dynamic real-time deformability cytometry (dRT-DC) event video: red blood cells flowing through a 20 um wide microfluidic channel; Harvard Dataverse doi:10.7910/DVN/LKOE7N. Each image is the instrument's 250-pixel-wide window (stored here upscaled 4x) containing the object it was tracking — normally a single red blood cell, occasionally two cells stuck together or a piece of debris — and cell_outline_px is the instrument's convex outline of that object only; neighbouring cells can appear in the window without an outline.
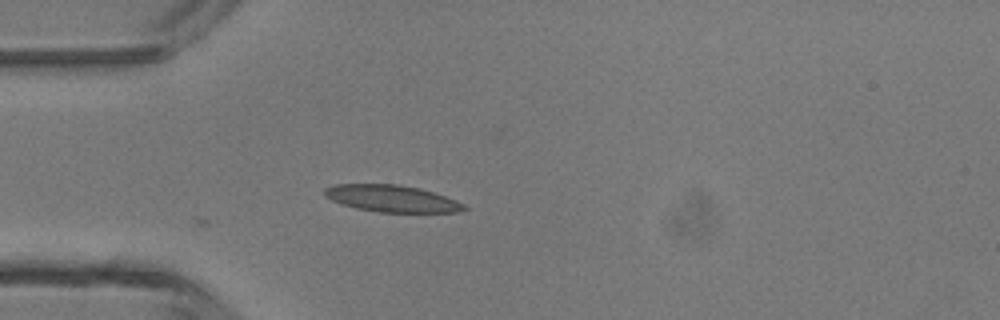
{"species": "common noctule bat (a hibernating species)", "species_latin": "Nyctalus noctula", "temperature_condition": "room temperature", "stored_images_in_passage": 5, "camera_frame_rate_fps": 3000, "um_per_image_px": 0.085, "animal": {"sex": "male", "body_mass_g": 13.3}, "frame": {"image": 1, "passage_image": 1, "time_ms": 0.0, "image_size_px": [1000, 320], "cell_outline_px": [[468, 208], [460, 212], [376, 212], [356, 208], [340, 204], [324, 196], [324, 188], [332, 184], [396, 184], [420, 188], [456, 200], [464, 204]], "centroid_in_image_um": [33.26, 16.87], "position_along_channel_um": 51.7, "area_um2": 21.91}}
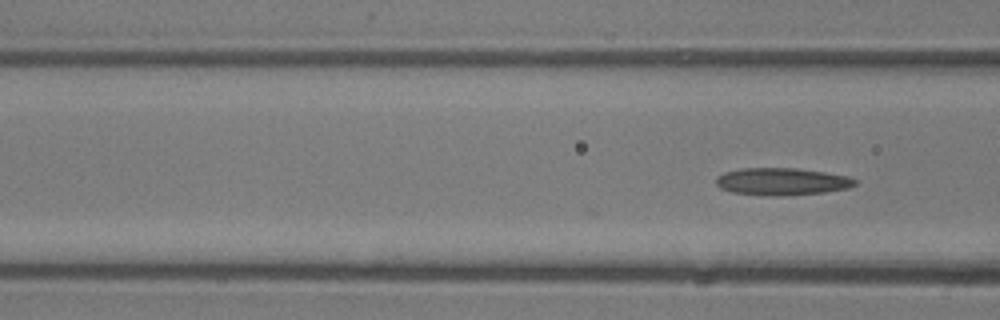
{"frame": {"image": 2, "passage_image": 5, "time_ms": 1.333, "image_size_px": [1000, 320], "cell_outline_px": [[856, 184], [848, 188], [824, 192], [780, 196], [772, 196], [732, 192], [720, 188], [716, 184], [716, 176], [724, 172], [740, 168], [796, 168], [824, 172], [848, 176], [856, 180]], "centroid_in_image_um": [66.43, 15.42], "position_along_channel_um": 100.2, "area_um2": 22.08}}